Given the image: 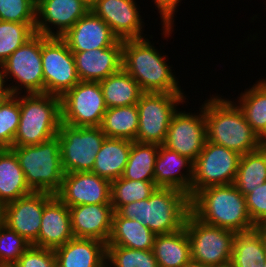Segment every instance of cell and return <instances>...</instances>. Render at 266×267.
<instances>
[{"instance_id": "obj_1", "label": "cell", "mask_w": 266, "mask_h": 267, "mask_svg": "<svg viewBox=\"0 0 266 267\" xmlns=\"http://www.w3.org/2000/svg\"><path fill=\"white\" fill-rule=\"evenodd\" d=\"M148 37L123 40L122 68L138 82L143 92L185 93L166 53H161L153 40H149L153 35Z\"/></svg>"}, {"instance_id": "obj_2", "label": "cell", "mask_w": 266, "mask_h": 267, "mask_svg": "<svg viewBox=\"0 0 266 267\" xmlns=\"http://www.w3.org/2000/svg\"><path fill=\"white\" fill-rule=\"evenodd\" d=\"M210 94L204 101L207 140L240 155L261 147L259 137L248 124L243 111L231 98Z\"/></svg>"}, {"instance_id": "obj_3", "label": "cell", "mask_w": 266, "mask_h": 267, "mask_svg": "<svg viewBox=\"0 0 266 267\" xmlns=\"http://www.w3.org/2000/svg\"><path fill=\"white\" fill-rule=\"evenodd\" d=\"M116 212L143 223L155 235L169 234L185 226L191 198L177 189L157 187L148 199L125 204Z\"/></svg>"}, {"instance_id": "obj_4", "label": "cell", "mask_w": 266, "mask_h": 267, "mask_svg": "<svg viewBox=\"0 0 266 267\" xmlns=\"http://www.w3.org/2000/svg\"><path fill=\"white\" fill-rule=\"evenodd\" d=\"M191 213L201 222L235 233L256 228L245 196L233 185L209 186L191 198Z\"/></svg>"}, {"instance_id": "obj_5", "label": "cell", "mask_w": 266, "mask_h": 267, "mask_svg": "<svg viewBox=\"0 0 266 267\" xmlns=\"http://www.w3.org/2000/svg\"><path fill=\"white\" fill-rule=\"evenodd\" d=\"M20 122L13 147L37 145L57 136L61 99L48 93L19 94Z\"/></svg>"}, {"instance_id": "obj_6", "label": "cell", "mask_w": 266, "mask_h": 267, "mask_svg": "<svg viewBox=\"0 0 266 267\" xmlns=\"http://www.w3.org/2000/svg\"><path fill=\"white\" fill-rule=\"evenodd\" d=\"M33 192L56 194L62 185L64 171L60 142L54 137L37 145L11 147Z\"/></svg>"}, {"instance_id": "obj_7", "label": "cell", "mask_w": 266, "mask_h": 267, "mask_svg": "<svg viewBox=\"0 0 266 267\" xmlns=\"http://www.w3.org/2000/svg\"><path fill=\"white\" fill-rule=\"evenodd\" d=\"M186 93L144 92L137 103L139 125L136 142L163 145L173 115L189 100ZM187 100V101H186Z\"/></svg>"}, {"instance_id": "obj_8", "label": "cell", "mask_w": 266, "mask_h": 267, "mask_svg": "<svg viewBox=\"0 0 266 267\" xmlns=\"http://www.w3.org/2000/svg\"><path fill=\"white\" fill-rule=\"evenodd\" d=\"M190 242L191 259L207 267L230 265L235 232L207 225L190 213L184 226Z\"/></svg>"}, {"instance_id": "obj_9", "label": "cell", "mask_w": 266, "mask_h": 267, "mask_svg": "<svg viewBox=\"0 0 266 267\" xmlns=\"http://www.w3.org/2000/svg\"><path fill=\"white\" fill-rule=\"evenodd\" d=\"M1 67L11 95L44 93L41 34L36 33L16 49Z\"/></svg>"}, {"instance_id": "obj_10", "label": "cell", "mask_w": 266, "mask_h": 267, "mask_svg": "<svg viewBox=\"0 0 266 267\" xmlns=\"http://www.w3.org/2000/svg\"><path fill=\"white\" fill-rule=\"evenodd\" d=\"M57 137L64 173L92 172L95 157L106 138L100 126L74 127L61 122Z\"/></svg>"}, {"instance_id": "obj_11", "label": "cell", "mask_w": 266, "mask_h": 267, "mask_svg": "<svg viewBox=\"0 0 266 267\" xmlns=\"http://www.w3.org/2000/svg\"><path fill=\"white\" fill-rule=\"evenodd\" d=\"M241 155L208 140L193 162L191 198L209 186L233 184Z\"/></svg>"}, {"instance_id": "obj_12", "label": "cell", "mask_w": 266, "mask_h": 267, "mask_svg": "<svg viewBox=\"0 0 266 267\" xmlns=\"http://www.w3.org/2000/svg\"><path fill=\"white\" fill-rule=\"evenodd\" d=\"M60 99L61 122L74 127L101 125L107 107L99 82L80 81Z\"/></svg>"}, {"instance_id": "obj_13", "label": "cell", "mask_w": 266, "mask_h": 267, "mask_svg": "<svg viewBox=\"0 0 266 267\" xmlns=\"http://www.w3.org/2000/svg\"><path fill=\"white\" fill-rule=\"evenodd\" d=\"M44 93L61 97L80 82L74 56L61 37L41 35Z\"/></svg>"}, {"instance_id": "obj_14", "label": "cell", "mask_w": 266, "mask_h": 267, "mask_svg": "<svg viewBox=\"0 0 266 267\" xmlns=\"http://www.w3.org/2000/svg\"><path fill=\"white\" fill-rule=\"evenodd\" d=\"M197 113L178 109L170 122L163 146L187 157L192 162L207 141L204 102Z\"/></svg>"}, {"instance_id": "obj_15", "label": "cell", "mask_w": 266, "mask_h": 267, "mask_svg": "<svg viewBox=\"0 0 266 267\" xmlns=\"http://www.w3.org/2000/svg\"><path fill=\"white\" fill-rule=\"evenodd\" d=\"M90 10L104 20L120 39H141L145 33V20L136 0H94Z\"/></svg>"}, {"instance_id": "obj_16", "label": "cell", "mask_w": 266, "mask_h": 267, "mask_svg": "<svg viewBox=\"0 0 266 267\" xmlns=\"http://www.w3.org/2000/svg\"><path fill=\"white\" fill-rule=\"evenodd\" d=\"M89 10L85 0H37L35 31L46 37H61Z\"/></svg>"}, {"instance_id": "obj_17", "label": "cell", "mask_w": 266, "mask_h": 267, "mask_svg": "<svg viewBox=\"0 0 266 267\" xmlns=\"http://www.w3.org/2000/svg\"><path fill=\"white\" fill-rule=\"evenodd\" d=\"M51 195L46 192H33L5 204L3 223L31 245L38 247L44 203Z\"/></svg>"}, {"instance_id": "obj_18", "label": "cell", "mask_w": 266, "mask_h": 267, "mask_svg": "<svg viewBox=\"0 0 266 267\" xmlns=\"http://www.w3.org/2000/svg\"><path fill=\"white\" fill-rule=\"evenodd\" d=\"M55 195L68 207L111 204V182L93 172L65 173Z\"/></svg>"}, {"instance_id": "obj_19", "label": "cell", "mask_w": 266, "mask_h": 267, "mask_svg": "<svg viewBox=\"0 0 266 267\" xmlns=\"http://www.w3.org/2000/svg\"><path fill=\"white\" fill-rule=\"evenodd\" d=\"M61 38L72 52L108 48L119 38L104 20L89 10Z\"/></svg>"}, {"instance_id": "obj_20", "label": "cell", "mask_w": 266, "mask_h": 267, "mask_svg": "<svg viewBox=\"0 0 266 267\" xmlns=\"http://www.w3.org/2000/svg\"><path fill=\"white\" fill-rule=\"evenodd\" d=\"M74 238L96 239L107 244L112 231L111 204H84L69 207Z\"/></svg>"}, {"instance_id": "obj_21", "label": "cell", "mask_w": 266, "mask_h": 267, "mask_svg": "<svg viewBox=\"0 0 266 267\" xmlns=\"http://www.w3.org/2000/svg\"><path fill=\"white\" fill-rule=\"evenodd\" d=\"M123 40L108 48L72 52L80 81L99 82L122 68Z\"/></svg>"}, {"instance_id": "obj_22", "label": "cell", "mask_w": 266, "mask_h": 267, "mask_svg": "<svg viewBox=\"0 0 266 267\" xmlns=\"http://www.w3.org/2000/svg\"><path fill=\"white\" fill-rule=\"evenodd\" d=\"M73 238L69 207L52 194L44 203L38 247L55 250Z\"/></svg>"}, {"instance_id": "obj_23", "label": "cell", "mask_w": 266, "mask_h": 267, "mask_svg": "<svg viewBox=\"0 0 266 267\" xmlns=\"http://www.w3.org/2000/svg\"><path fill=\"white\" fill-rule=\"evenodd\" d=\"M193 162L185 156L159 146L155 161L154 182L157 187L185 192L191 198Z\"/></svg>"}, {"instance_id": "obj_24", "label": "cell", "mask_w": 266, "mask_h": 267, "mask_svg": "<svg viewBox=\"0 0 266 267\" xmlns=\"http://www.w3.org/2000/svg\"><path fill=\"white\" fill-rule=\"evenodd\" d=\"M54 253L56 267H106L107 244L100 240L73 238Z\"/></svg>"}, {"instance_id": "obj_25", "label": "cell", "mask_w": 266, "mask_h": 267, "mask_svg": "<svg viewBox=\"0 0 266 267\" xmlns=\"http://www.w3.org/2000/svg\"><path fill=\"white\" fill-rule=\"evenodd\" d=\"M131 145L128 139L106 137L95 157L92 172L110 182L122 177Z\"/></svg>"}, {"instance_id": "obj_26", "label": "cell", "mask_w": 266, "mask_h": 267, "mask_svg": "<svg viewBox=\"0 0 266 267\" xmlns=\"http://www.w3.org/2000/svg\"><path fill=\"white\" fill-rule=\"evenodd\" d=\"M156 235L143 223L113 213L112 231L107 246L152 250Z\"/></svg>"}, {"instance_id": "obj_27", "label": "cell", "mask_w": 266, "mask_h": 267, "mask_svg": "<svg viewBox=\"0 0 266 267\" xmlns=\"http://www.w3.org/2000/svg\"><path fill=\"white\" fill-rule=\"evenodd\" d=\"M31 193L16 154L5 148L0 154V203L4 206Z\"/></svg>"}, {"instance_id": "obj_28", "label": "cell", "mask_w": 266, "mask_h": 267, "mask_svg": "<svg viewBox=\"0 0 266 267\" xmlns=\"http://www.w3.org/2000/svg\"><path fill=\"white\" fill-rule=\"evenodd\" d=\"M152 251L158 267H183L191 260L190 242L185 228L156 235Z\"/></svg>"}, {"instance_id": "obj_29", "label": "cell", "mask_w": 266, "mask_h": 267, "mask_svg": "<svg viewBox=\"0 0 266 267\" xmlns=\"http://www.w3.org/2000/svg\"><path fill=\"white\" fill-rule=\"evenodd\" d=\"M108 108L135 105L144 93L138 82L123 68L99 81Z\"/></svg>"}, {"instance_id": "obj_30", "label": "cell", "mask_w": 266, "mask_h": 267, "mask_svg": "<svg viewBox=\"0 0 266 267\" xmlns=\"http://www.w3.org/2000/svg\"><path fill=\"white\" fill-rule=\"evenodd\" d=\"M266 262V245L261 232L254 228L236 233L233 240L230 267H263Z\"/></svg>"}, {"instance_id": "obj_31", "label": "cell", "mask_w": 266, "mask_h": 267, "mask_svg": "<svg viewBox=\"0 0 266 267\" xmlns=\"http://www.w3.org/2000/svg\"><path fill=\"white\" fill-rule=\"evenodd\" d=\"M234 101L243 111L252 130L260 137L266 131V78L259 77L252 86L241 91Z\"/></svg>"}, {"instance_id": "obj_32", "label": "cell", "mask_w": 266, "mask_h": 267, "mask_svg": "<svg viewBox=\"0 0 266 267\" xmlns=\"http://www.w3.org/2000/svg\"><path fill=\"white\" fill-rule=\"evenodd\" d=\"M139 125L137 104L108 108L100 128L108 138L136 141Z\"/></svg>"}, {"instance_id": "obj_33", "label": "cell", "mask_w": 266, "mask_h": 267, "mask_svg": "<svg viewBox=\"0 0 266 267\" xmlns=\"http://www.w3.org/2000/svg\"><path fill=\"white\" fill-rule=\"evenodd\" d=\"M266 182V147L241 155L233 185L245 196Z\"/></svg>"}, {"instance_id": "obj_34", "label": "cell", "mask_w": 266, "mask_h": 267, "mask_svg": "<svg viewBox=\"0 0 266 267\" xmlns=\"http://www.w3.org/2000/svg\"><path fill=\"white\" fill-rule=\"evenodd\" d=\"M159 146L158 144L132 141L122 178L154 182V168Z\"/></svg>"}, {"instance_id": "obj_35", "label": "cell", "mask_w": 266, "mask_h": 267, "mask_svg": "<svg viewBox=\"0 0 266 267\" xmlns=\"http://www.w3.org/2000/svg\"><path fill=\"white\" fill-rule=\"evenodd\" d=\"M155 182L118 178L111 182V205L116 212L121 206L148 199L156 190Z\"/></svg>"}, {"instance_id": "obj_36", "label": "cell", "mask_w": 266, "mask_h": 267, "mask_svg": "<svg viewBox=\"0 0 266 267\" xmlns=\"http://www.w3.org/2000/svg\"><path fill=\"white\" fill-rule=\"evenodd\" d=\"M35 25L0 21V65L36 34Z\"/></svg>"}, {"instance_id": "obj_37", "label": "cell", "mask_w": 266, "mask_h": 267, "mask_svg": "<svg viewBox=\"0 0 266 267\" xmlns=\"http://www.w3.org/2000/svg\"><path fill=\"white\" fill-rule=\"evenodd\" d=\"M106 267H158L152 250L107 246Z\"/></svg>"}, {"instance_id": "obj_38", "label": "cell", "mask_w": 266, "mask_h": 267, "mask_svg": "<svg viewBox=\"0 0 266 267\" xmlns=\"http://www.w3.org/2000/svg\"><path fill=\"white\" fill-rule=\"evenodd\" d=\"M20 122L19 94L10 95L0 106V144L13 147L14 137Z\"/></svg>"}, {"instance_id": "obj_39", "label": "cell", "mask_w": 266, "mask_h": 267, "mask_svg": "<svg viewBox=\"0 0 266 267\" xmlns=\"http://www.w3.org/2000/svg\"><path fill=\"white\" fill-rule=\"evenodd\" d=\"M30 245L17 232L0 224V266L11 267Z\"/></svg>"}, {"instance_id": "obj_40", "label": "cell", "mask_w": 266, "mask_h": 267, "mask_svg": "<svg viewBox=\"0 0 266 267\" xmlns=\"http://www.w3.org/2000/svg\"><path fill=\"white\" fill-rule=\"evenodd\" d=\"M0 21L36 23V1L0 0Z\"/></svg>"}, {"instance_id": "obj_41", "label": "cell", "mask_w": 266, "mask_h": 267, "mask_svg": "<svg viewBox=\"0 0 266 267\" xmlns=\"http://www.w3.org/2000/svg\"><path fill=\"white\" fill-rule=\"evenodd\" d=\"M11 267H56L53 249L30 245Z\"/></svg>"}, {"instance_id": "obj_42", "label": "cell", "mask_w": 266, "mask_h": 267, "mask_svg": "<svg viewBox=\"0 0 266 267\" xmlns=\"http://www.w3.org/2000/svg\"><path fill=\"white\" fill-rule=\"evenodd\" d=\"M182 0H152L151 2H154L153 4L155 5V9L159 13V17L161 20V29L163 35L162 38H169L170 36L172 37V33L174 32V27L175 25V16L179 10H177L181 4Z\"/></svg>"}, {"instance_id": "obj_43", "label": "cell", "mask_w": 266, "mask_h": 267, "mask_svg": "<svg viewBox=\"0 0 266 267\" xmlns=\"http://www.w3.org/2000/svg\"><path fill=\"white\" fill-rule=\"evenodd\" d=\"M247 209L254 226L266 219V182L245 195Z\"/></svg>"}, {"instance_id": "obj_44", "label": "cell", "mask_w": 266, "mask_h": 267, "mask_svg": "<svg viewBox=\"0 0 266 267\" xmlns=\"http://www.w3.org/2000/svg\"><path fill=\"white\" fill-rule=\"evenodd\" d=\"M10 91L7 86V82L4 76L3 69L0 65V96H10Z\"/></svg>"}, {"instance_id": "obj_45", "label": "cell", "mask_w": 266, "mask_h": 267, "mask_svg": "<svg viewBox=\"0 0 266 267\" xmlns=\"http://www.w3.org/2000/svg\"><path fill=\"white\" fill-rule=\"evenodd\" d=\"M256 228L261 232L263 237H266V219L262 221Z\"/></svg>"}, {"instance_id": "obj_46", "label": "cell", "mask_w": 266, "mask_h": 267, "mask_svg": "<svg viewBox=\"0 0 266 267\" xmlns=\"http://www.w3.org/2000/svg\"><path fill=\"white\" fill-rule=\"evenodd\" d=\"M183 267H207V266H204L203 264H201L199 262H196V261L191 259Z\"/></svg>"}, {"instance_id": "obj_47", "label": "cell", "mask_w": 266, "mask_h": 267, "mask_svg": "<svg viewBox=\"0 0 266 267\" xmlns=\"http://www.w3.org/2000/svg\"><path fill=\"white\" fill-rule=\"evenodd\" d=\"M261 147H266V131L259 137Z\"/></svg>"}, {"instance_id": "obj_48", "label": "cell", "mask_w": 266, "mask_h": 267, "mask_svg": "<svg viewBox=\"0 0 266 267\" xmlns=\"http://www.w3.org/2000/svg\"><path fill=\"white\" fill-rule=\"evenodd\" d=\"M4 206L0 203V224L3 223Z\"/></svg>"}, {"instance_id": "obj_49", "label": "cell", "mask_w": 266, "mask_h": 267, "mask_svg": "<svg viewBox=\"0 0 266 267\" xmlns=\"http://www.w3.org/2000/svg\"><path fill=\"white\" fill-rule=\"evenodd\" d=\"M9 96H0V106L3 104V102L8 98Z\"/></svg>"}, {"instance_id": "obj_50", "label": "cell", "mask_w": 266, "mask_h": 267, "mask_svg": "<svg viewBox=\"0 0 266 267\" xmlns=\"http://www.w3.org/2000/svg\"><path fill=\"white\" fill-rule=\"evenodd\" d=\"M4 149H5V147H3V146L0 144V154L3 152Z\"/></svg>"}, {"instance_id": "obj_51", "label": "cell", "mask_w": 266, "mask_h": 267, "mask_svg": "<svg viewBox=\"0 0 266 267\" xmlns=\"http://www.w3.org/2000/svg\"><path fill=\"white\" fill-rule=\"evenodd\" d=\"M88 4H91L94 0H85Z\"/></svg>"}]
</instances>
